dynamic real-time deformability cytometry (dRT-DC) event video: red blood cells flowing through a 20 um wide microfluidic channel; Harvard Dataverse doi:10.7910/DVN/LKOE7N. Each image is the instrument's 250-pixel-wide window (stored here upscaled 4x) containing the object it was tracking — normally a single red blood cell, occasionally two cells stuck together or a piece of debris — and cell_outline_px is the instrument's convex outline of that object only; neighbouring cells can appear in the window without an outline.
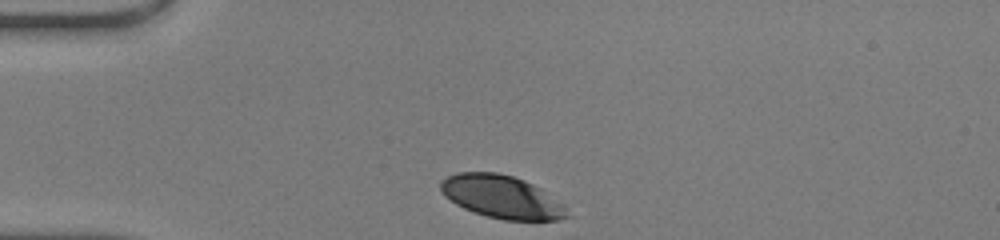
{"species": "human", "species_latin": "Homo sapiens", "temperature_condition": "warm", "stored_images_in_passage": 28, "camera_frame_rate_fps": 3000, "um_per_image_px": 0.085, "donor": {"sex": "male"}, "frame": {"image": 1, "passage_image": 1, "time_ms": 0.0, "image_size_px": [1000, 240], "cell_outline_px": [[572, 216], [560, 220], [504, 220], [484, 216], [472, 212], [456, 204], [444, 196], [440, 192], [440, 180], [456, 172], [496, 172], [512, 176], [524, 180], [540, 188], [564, 204]], "centroid_in_image_um": [42.65, 16.74], "position_along_channel_um": 42.4, "area_um2": 31.96}}
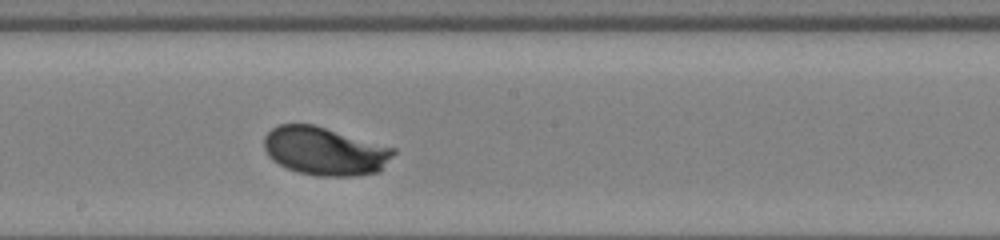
{"frame": {"image": 2, "passage_image": 16, "time_ms": 5.0, "image_size_px": [1000, 240], "cell_outline_px": [[396, 152], [380, 172], [356, 176], [316, 176], [296, 172], [272, 160], [268, 156], [264, 148], [264, 136], [272, 128], [280, 124], [312, 124], [396, 148]], "centroid_in_image_um": [27.62, 12.86], "position_along_channel_um": 220.6, "area_um2": 36.53}}
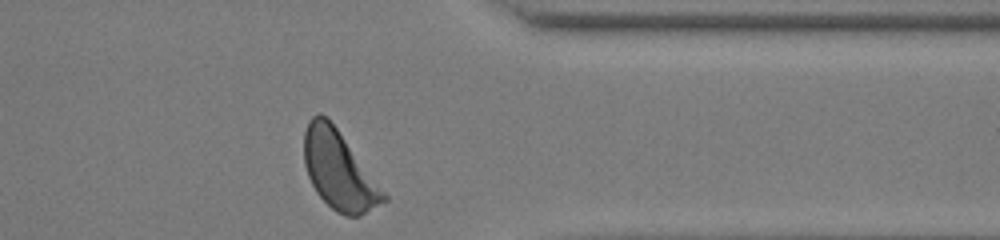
{"frame": {"image": 3, "passage_image": 28, "time_ms": 9.0, "image_size_px": [1000, 240], "cell_outline_px": [[388, 200], [360, 216], [344, 216], [336, 212], [316, 192], [308, 176], [304, 164], [304, 132], [308, 120], [312, 116], [320, 112], [336, 128], [388, 196]], "centroid_in_image_um": [28.79, 14.5], "position_along_channel_um": 382.6, "area_um2": 35.78}, "authors_computed_cell_mechanics": {"area_um2": 35.6915, "velocity_mm_per_s": 4.2557, "shape_relaxation_time_tau1_ms": 2.1733, "shape_relaxation_time_tau2_ms": null, "deformation_change_tau1": 0.1348, "deformation_change_tau2": null}}